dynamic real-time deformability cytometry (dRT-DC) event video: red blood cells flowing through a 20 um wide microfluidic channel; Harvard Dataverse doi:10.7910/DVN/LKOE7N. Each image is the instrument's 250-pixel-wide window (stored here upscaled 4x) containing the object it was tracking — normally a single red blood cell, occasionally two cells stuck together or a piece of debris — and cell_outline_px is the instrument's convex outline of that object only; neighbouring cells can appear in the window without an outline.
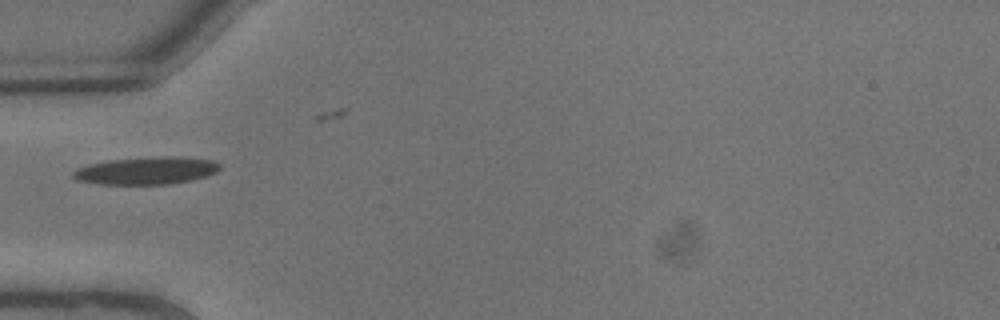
{"species": "common noctule bat (a hibernating species)", "species_latin": "Nyctalus noctula", "temperature_condition": "warm", "stored_images_in_passage": 5, "camera_frame_rate_fps": 3000, "um_per_image_px": 0.085, "animal": {"sex": "male", "body_mass_g": 13.3}, "frame": {"image": 1, "passage_image": 1, "time_ms": 0.0, "image_size_px": [1000, 320], "cell_outline_px": [[220, 168], [216, 172], [208, 176], [192, 180], [172, 184], [96, 184], [76, 180], [72, 176], [72, 172], [76, 168], [88, 164], [108, 160], [212, 160], [220, 164]], "centroid_in_image_um": [12.31, 14.59], "position_along_channel_um": 72.7, "area_um2": 22.02}}
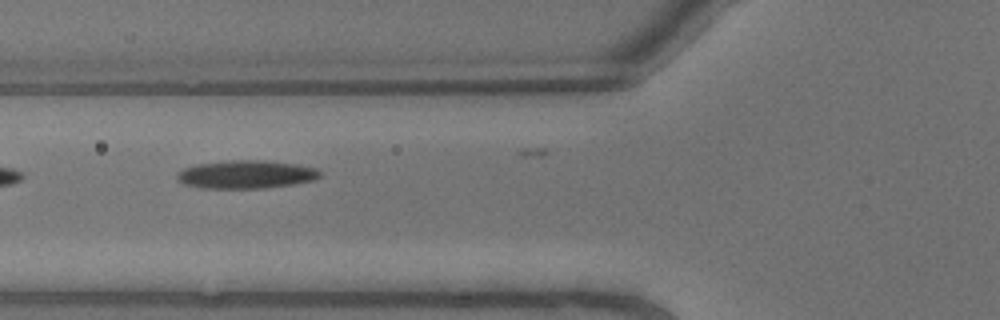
{"frame": {"image": 2, "passage_image": 2, "time_ms": 0.333, "image_size_px": [1000, 320], "cell_outline_px": [[320, 176], [312, 180], [292, 184], [264, 188], [200, 188], [184, 184], [176, 180], [176, 172], [184, 168], [196, 164], [232, 160], [264, 160], [296, 164], [316, 168], [320, 172]], "centroid_in_image_um": [20.86, 14.82], "position_along_channel_um": 104.9, "area_um2": 23.47}}